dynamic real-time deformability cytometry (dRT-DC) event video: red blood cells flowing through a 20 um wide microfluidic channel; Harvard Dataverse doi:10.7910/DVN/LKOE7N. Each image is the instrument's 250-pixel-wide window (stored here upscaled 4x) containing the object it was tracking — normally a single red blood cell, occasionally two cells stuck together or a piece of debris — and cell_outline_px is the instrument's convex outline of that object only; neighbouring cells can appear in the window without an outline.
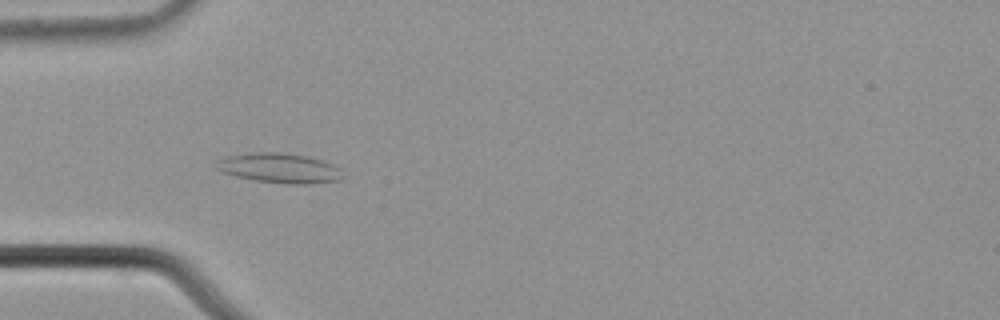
{"species": "common noctule bat (a hibernating species)", "species_latin": "Nyctalus noctula", "temperature_condition": "cold", "stored_images_in_passage": 8, "camera_frame_rate_fps": 3000, "um_per_image_px": 0.085, "animal": {"sex": "male", "body_mass_g": 21.5, "forearm_length_mm": 52.0}, "frame": {"image": 1, "passage_image": 6, "time_ms": 1.667, "image_size_px": [1000, 320], "cell_outline_px": [[340, 180], [308, 184], [288, 184], [256, 180], [236, 176], [220, 172], [212, 168], [220, 160], [228, 156], [248, 152], [280, 152], [308, 156], [332, 164], [340, 168]], "centroid_in_image_um": [23.7, 14.28], "position_along_channel_um": 61.3, "area_um2": 21.91}}
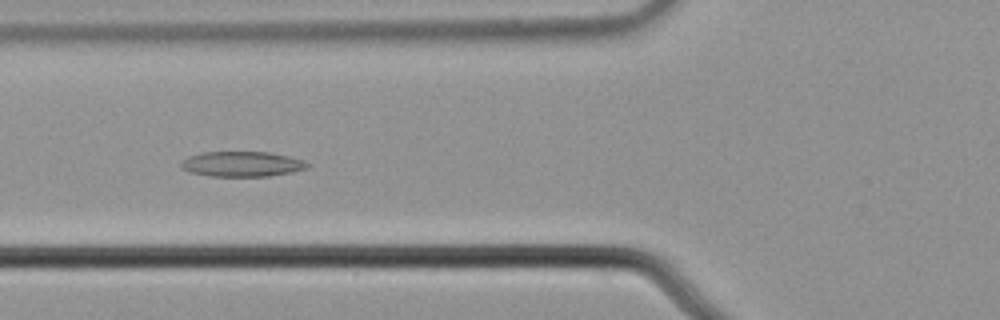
{"frame": {"image": 2, "passage_image": 7, "time_ms": 2.0, "image_size_px": [1000, 320], "cell_outline_px": [[312, 164], [308, 168], [292, 172], [268, 176], [208, 176], [188, 172], [180, 168], [180, 164], [188, 156], [204, 152], [268, 152], [288, 156], [304, 160]], "centroid_in_image_um": [20.57, 13.95], "position_along_channel_um": 105.2, "area_um2": 18.67}}
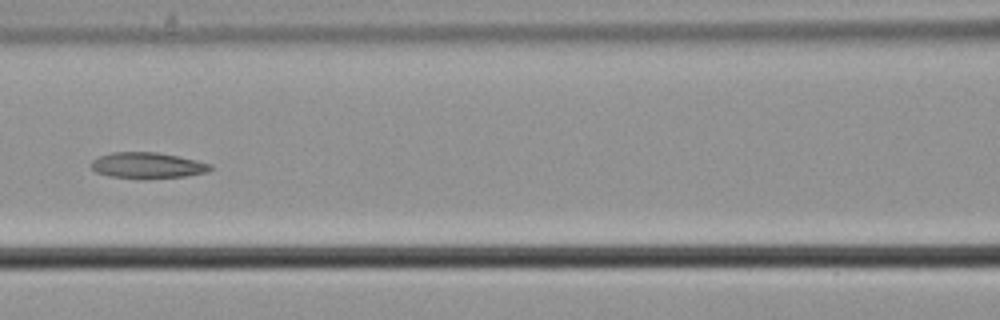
{"frame": {"image": 3, "passage_image": 8, "time_ms": 2.333, "image_size_px": [1000, 320], "cell_outline_px": [[212, 168], [208, 172], [184, 176], [144, 180], [140, 180], [108, 176], [96, 172], [92, 168], [92, 160], [100, 156], [112, 152], [156, 152], [196, 160], [212, 164]], "centroid_in_image_um": [12.53, 14.08], "position_along_channel_um": 154.1, "area_um2": 18.26}}